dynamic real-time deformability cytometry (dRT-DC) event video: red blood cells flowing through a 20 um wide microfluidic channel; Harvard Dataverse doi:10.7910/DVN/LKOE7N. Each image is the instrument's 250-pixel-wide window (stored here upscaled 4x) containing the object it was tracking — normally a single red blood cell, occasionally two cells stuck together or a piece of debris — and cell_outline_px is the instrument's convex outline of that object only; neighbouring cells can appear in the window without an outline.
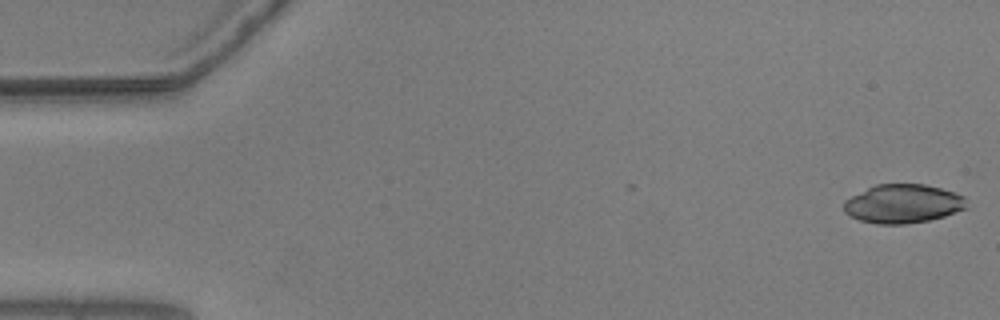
{"species": "common noctule bat (a hibernating species)", "species_latin": "Nyctalus noctula", "temperature_condition": "warm", "stored_images_in_passage": 7, "camera_frame_rate_fps": 3000, "um_per_image_px": 0.085, "animal": {"sex": "male", "body_mass_g": 20.5, "forearm_length_mm": 52.5}, "frame": {"image": 1, "passage_image": 1, "time_ms": 0.0, "image_size_px": [1000, 320], "cell_outline_px": [[968, 208], [944, 216], [928, 220], [904, 224], [876, 224], [860, 220], [844, 212], [844, 200], [876, 184], [924, 184], [956, 192], [964, 196]], "centroid_in_image_um": [76.77, 17.31], "position_along_channel_um": 8.2, "area_um2": 27.69}}